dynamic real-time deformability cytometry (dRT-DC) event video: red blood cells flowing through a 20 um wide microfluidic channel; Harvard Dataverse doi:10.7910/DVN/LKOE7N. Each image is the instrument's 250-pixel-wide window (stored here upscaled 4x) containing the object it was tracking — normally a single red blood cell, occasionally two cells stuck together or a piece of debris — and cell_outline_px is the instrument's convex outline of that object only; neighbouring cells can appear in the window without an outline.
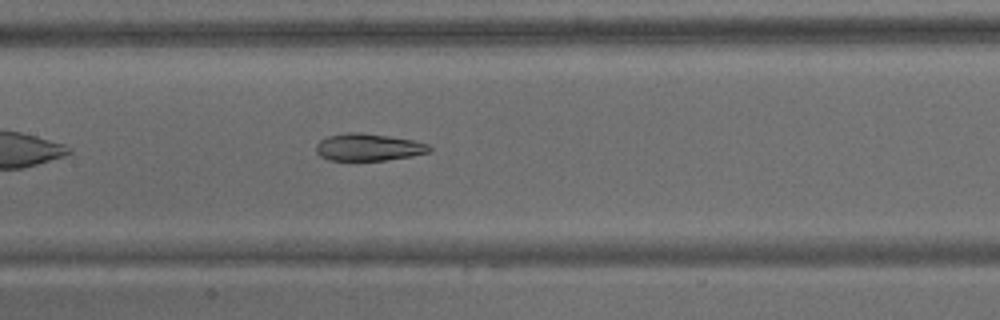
{"species": "common noctule bat (a hibernating species)", "species_latin": "Nyctalus noctula", "temperature_condition": "warm", "stored_images_in_passage": 49, "camera_frame_rate_fps": 3000, "um_per_image_px": 0.085, "animal": {"sex": "male", "body_mass_g": 15.6}, "frame": {"image": 1, "passage_image": 15, "time_ms": 4.667, "image_size_px": [1000, 320], "cell_outline_px": [[432, 152], [412, 156], [384, 160], [328, 160], [320, 156], [316, 152], [316, 144], [320, 140], [328, 136], [348, 132], [360, 132], [388, 136], [412, 140], [428, 144], [432, 148]], "centroid_in_image_um": [31.32, 12.51], "position_along_channel_um": 176.1, "area_um2": 17.98}}
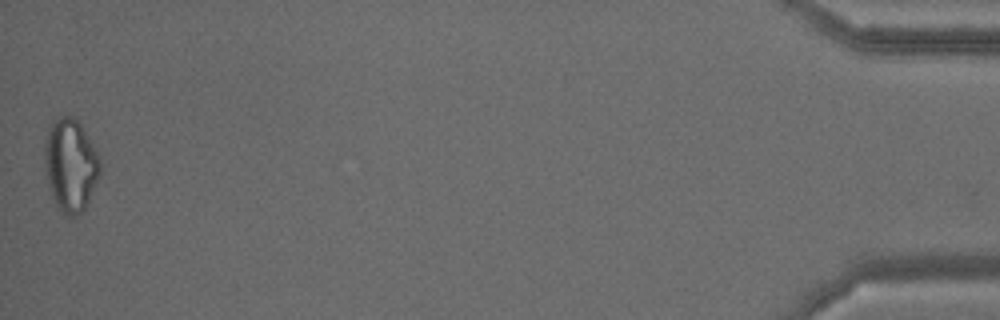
{"frame": {"image": 2, "passage_image": 49, "time_ms": 16.0, "image_size_px": [1000, 320], "cell_outline_px": [[100, 176], [84, 208], [80, 212], [72, 216], [68, 216], [56, 208], [52, 196], [44, 168], [44, 144], [48, 132], [52, 124], [60, 116], [72, 116], [80, 124], [100, 156]], "centroid_in_image_um": [5.99, 14.04], "position_along_channel_um": 429.2, "area_um2": 29.77}, "authors_computed_cell_mechanics": {"area_um2": 19.8832, "velocity_mm_per_s": 3.0835, "shape_relaxation_time_tau1_ms": null, "shape_relaxation_time_tau2_ms": 1.5675, "deformation_change_tau1": null, "deformation_change_tau2": 0.0917}}